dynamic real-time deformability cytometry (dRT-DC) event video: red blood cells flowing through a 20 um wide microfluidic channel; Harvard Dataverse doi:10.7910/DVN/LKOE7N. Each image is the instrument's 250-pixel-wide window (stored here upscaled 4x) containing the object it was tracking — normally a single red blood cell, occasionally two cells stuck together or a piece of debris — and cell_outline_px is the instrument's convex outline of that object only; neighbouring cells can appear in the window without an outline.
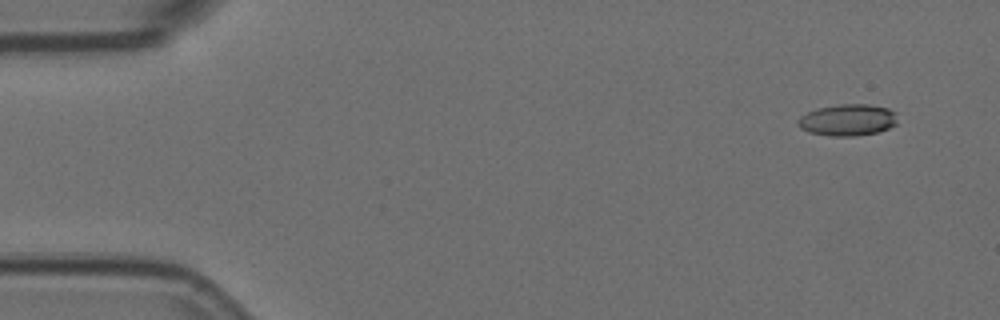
{"species": "Egyptian fruit bat (a non-hibernating species)", "species_latin": "Rousettus aegyptiacus", "temperature_condition": "room temperature", "stored_images_in_passage": 4, "camera_frame_rate_fps": 3000, "um_per_image_px": 0.085, "animal": {"sex": "female"}, "frame": {"image": 1, "passage_image": 1, "time_ms": 0.0, "image_size_px": [1000, 320], "cell_outline_px": [[896, 124], [888, 128], [876, 132], [856, 136], [832, 136], [808, 132], [800, 128], [796, 124], [796, 120], [800, 116], [816, 108], [840, 104], [868, 104], [888, 108], [896, 112]], "centroid_in_image_um": [72.02, 10.19], "position_along_channel_um": 13.0, "area_um2": 18.44}}
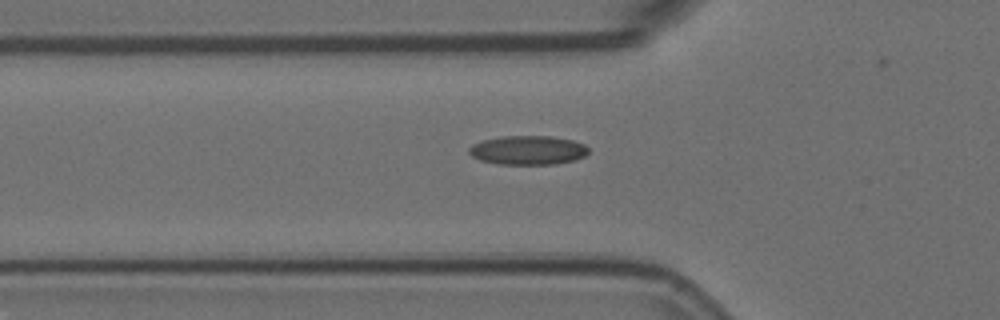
{"frame": {"image": 2, "passage_image": 4, "time_ms": 1.0, "image_size_px": [1000, 320], "cell_outline_px": [[588, 152], [584, 156], [576, 160], [556, 164], [496, 164], [480, 160], [472, 156], [468, 152], [468, 148], [472, 144], [484, 140], [500, 136], [552, 136], [572, 140], [584, 144], [588, 148]], "centroid_in_image_um": [44.86, 12.77], "position_along_channel_um": 80.9, "area_um2": 20.35}}